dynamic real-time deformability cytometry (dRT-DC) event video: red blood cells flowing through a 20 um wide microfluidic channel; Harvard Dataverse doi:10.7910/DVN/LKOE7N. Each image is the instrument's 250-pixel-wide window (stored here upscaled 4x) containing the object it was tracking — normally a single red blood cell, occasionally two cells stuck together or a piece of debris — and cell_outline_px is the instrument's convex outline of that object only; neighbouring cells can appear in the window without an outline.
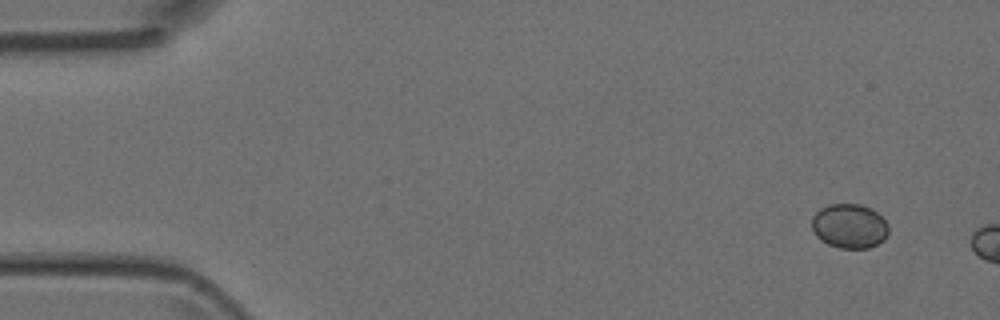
{"species": "Egyptian fruit bat (a non-hibernating species)", "species_latin": "Rousettus aegyptiacus", "temperature_condition": "room temperature", "stored_images_in_passage": 2, "camera_frame_rate_fps": 3000, "um_per_image_px": 0.085, "animal": {"sex": "female"}, "frame": {"image": 1, "passage_image": 1, "time_ms": 0.0, "image_size_px": [1000, 320], "cell_outline_px": [[888, 232], [884, 240], [868, 248], [840, 248], [828, 244], [816, 236], [812, 228], [812, 216], [820, 208], [828, 204], [860, 204], [872, 208], [888, 224]], "centroid_in_image_um": [72.19, 19.2], "position_along_channel_um": 12.8, "area_um2": 19.88}}